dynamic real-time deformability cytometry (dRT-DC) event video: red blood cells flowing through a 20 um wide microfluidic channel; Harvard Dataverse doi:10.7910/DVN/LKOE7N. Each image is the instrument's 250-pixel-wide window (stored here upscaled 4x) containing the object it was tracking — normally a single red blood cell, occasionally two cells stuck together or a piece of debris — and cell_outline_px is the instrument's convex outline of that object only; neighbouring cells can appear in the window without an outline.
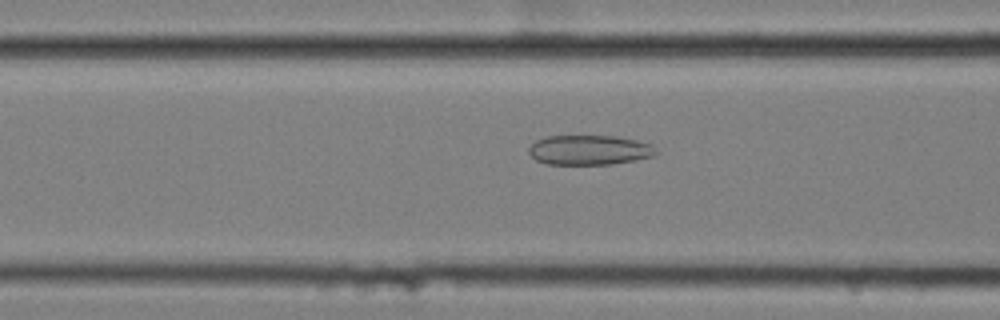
{"species": "common noctule bat (a hibernating species)", "species_latin": "Nyctalus noctula", "temperature_condition": "cold", "stored_images_in_passage": 43, "camera_frame_rate_fps": 3000, "um_per_image_px": 0.085, "animal": {"sex": "female", "body_mass_g": 25.1}, "frame": {"image": 1, "passage_image": 7, "time_ms": 2.0, "image_size_px": [1000, 320], "cell_outline_px": [[660, 152], [656, 156], [612, 164], [544, 164], [536, 160], [528, 152], [528, 148], [536, 140], [548, 136], [616, 136], [636, 140], [652, 144]], "centroid_in_image_um": [50.13, 12.75], "position_along_channel_um": 116.5, "area_um2": 22.25}}
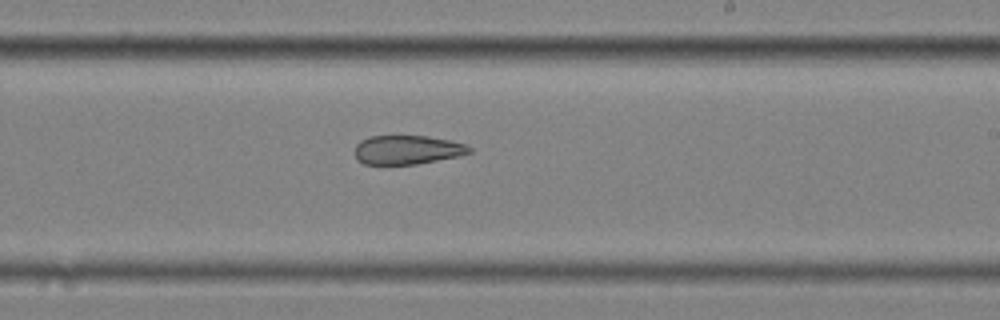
{"frame": {"image": 2, "passage_image": 19, "time_ms": 6.0, "image_size_px": [1000, 320], "cell_outline_px": [[472, 152], [456, 156], [416, 164], [364, 164], [356, 156], [356, 144], [360, 140], [368, 136], [428, 136], [452, 140], [468, 144], [472, 148]], "centroid_in_image_um": [34.65, 12.71], "position_along_channel_um": 254.3, "area_um2": 19.31}}
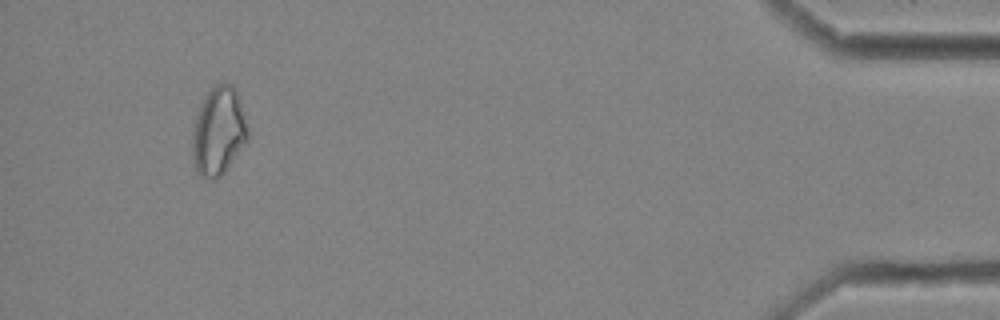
{"frame": {"image": 3, "passage_image": 39, "time_ms": 12.667, "image_size_px": [1000, 320], "cell_outline_px": [[248, 136], [244, 144], [224, 172], [220, 176], [212, 180], [204, 180], [196, 172], [192, 156], [192, 136], [196, 116], [204, 96], [216, 84], [232, 84], [236, 88], [248, 132]], "centroid_in_image_um": [18.54, 11.19], "position_along_channel_um": 416.7, "area_um2": 28.21}}